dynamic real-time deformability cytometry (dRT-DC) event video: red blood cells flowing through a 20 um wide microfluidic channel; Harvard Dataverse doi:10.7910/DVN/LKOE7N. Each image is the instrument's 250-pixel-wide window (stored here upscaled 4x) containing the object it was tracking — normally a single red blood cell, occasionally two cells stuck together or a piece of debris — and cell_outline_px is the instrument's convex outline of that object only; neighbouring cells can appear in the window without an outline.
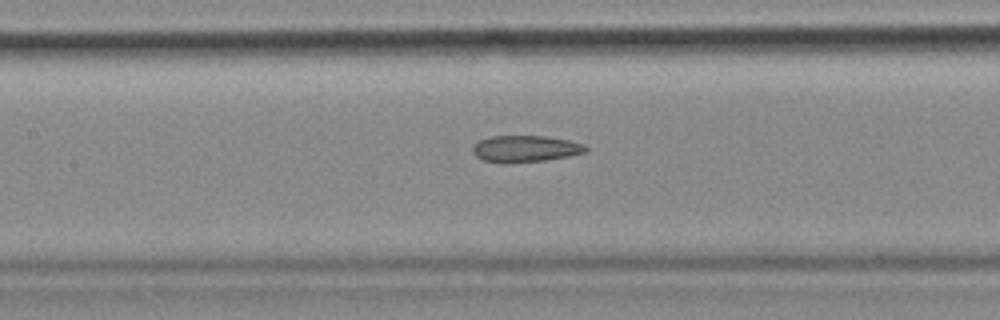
{"species": "common noctule bat (a hibernating species)", "species_latin": "Nyctalus noctula", "temperature_condition": "cold", "stored_images_in_passage": 54, "camera_frame_rate_fps": 3000, "um_per_image_px": 0.085, "animal": {"sex": "female", "body_mass_g": 18.4}, "frame": {"image": 1, "passage_image": 24, "time_ms": 7.667, "image_size_px": [1000, 320], "cell_outline_px": [[588, 152], [568, 156], [544, 160], [504, 164], [484, 160], [476, 156], [472, 152], [472, 148], [480, 140], [492, 136], [544, 136], [568, 140], [584, 144], [588, 148]], "centroid_in_image_um": [44.66, 12.65], "position_along_channel_um": 162.7, "area_um2": 17.51}, "authors_computed_cell_mechanics": {"area_um2": 18.6116, "velocity_mm_per_s": 3.6827, "shape_relaxation_time_tau1_ms": null, "shape_relaxation_time_tau2_ms": 4.7137, "deformation_change_tau1": null, "deformation_change_tau2": 0.1327}}